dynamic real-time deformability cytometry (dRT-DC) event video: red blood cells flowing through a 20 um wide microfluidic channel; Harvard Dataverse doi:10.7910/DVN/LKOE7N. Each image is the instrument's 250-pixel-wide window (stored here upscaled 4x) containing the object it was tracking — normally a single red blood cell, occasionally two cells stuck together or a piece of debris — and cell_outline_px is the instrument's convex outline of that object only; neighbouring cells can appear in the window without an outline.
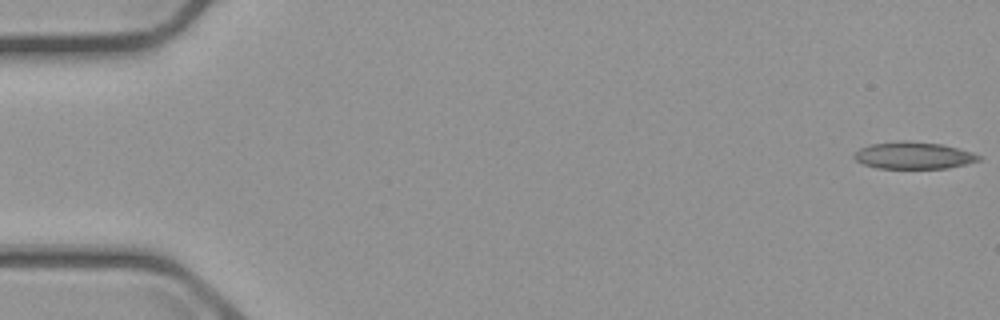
{"species": "common noctule bat (a hibernating species)", "species_latin": "Nyctalus noctula", "temperature_condition": "cold", "stored_images_in_passage": 7, "camera_frame_rate_fps": 3000, "um_per_image_px": 0.085, "animal": {"sex": "male", "body_mass_g": 23.1, "forearm_length_mm": 52.7}, "frame": {"image": 1, "passage_image": 1, "time_ms": 0.0, "image_size_px": [1000, 320], "cell_outline_px": [[984, 156], [980, 160], [948, 168], [876, 168], [864, 164], [856, 160], [852, 156], [860, 148], [872, 144], [904, 140], [940, 144], [972, 152]], "centroid_in_image_um": [77.66, 13.21], "position_along_channel_um": 7.3, "area_um2": 19.42}}
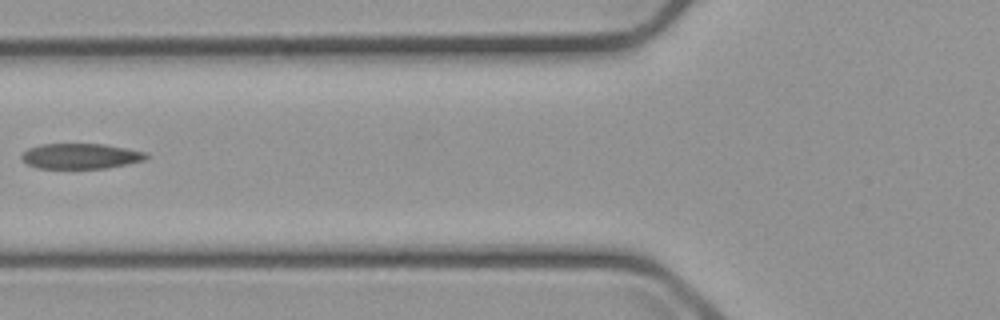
{"frame": {"image": 2, "passage_image": 6, "time_ms": 7.0, "image_size_px": [1000, 320], "cell_outline_px": [[148, 156], [144, 160], [108, 168], [36, 168], [28, 164], [20, 156], [28, 148], [40, 144], [104, 144], [148, 152]], "centroid_in_image_um": [6.87, 13.26], "position_along_channel_um": 118.9, "area_um2": 18.38}}
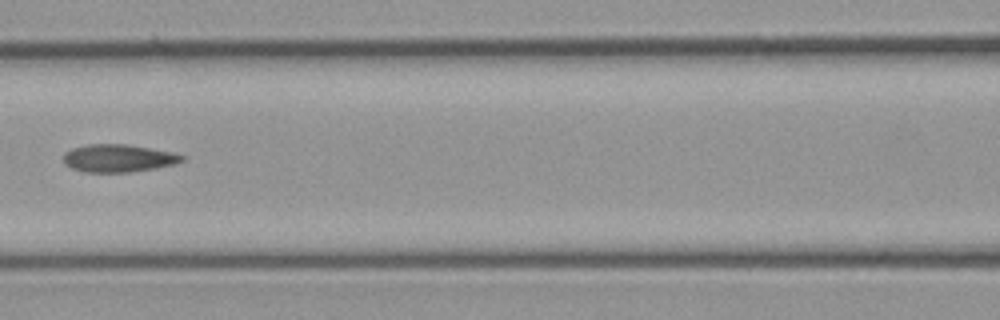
{"frame": {"image": 3, "passage_image": 7, "time_ms": 8.0, "image_size_px": [1000, 320], "cell_outline_px": [[184, 160], [176, 164], [156, 168], [128, 172], [84, 172], [72, 168], [64, 164], [64, 152], [72, 148], [88, 144], [128, 144], [176, 152], [184, 156]], "centroid_in_image_um": [10.09, 13.44], "position_along_channel_um": 156.5, "area_um2": 19.36}}